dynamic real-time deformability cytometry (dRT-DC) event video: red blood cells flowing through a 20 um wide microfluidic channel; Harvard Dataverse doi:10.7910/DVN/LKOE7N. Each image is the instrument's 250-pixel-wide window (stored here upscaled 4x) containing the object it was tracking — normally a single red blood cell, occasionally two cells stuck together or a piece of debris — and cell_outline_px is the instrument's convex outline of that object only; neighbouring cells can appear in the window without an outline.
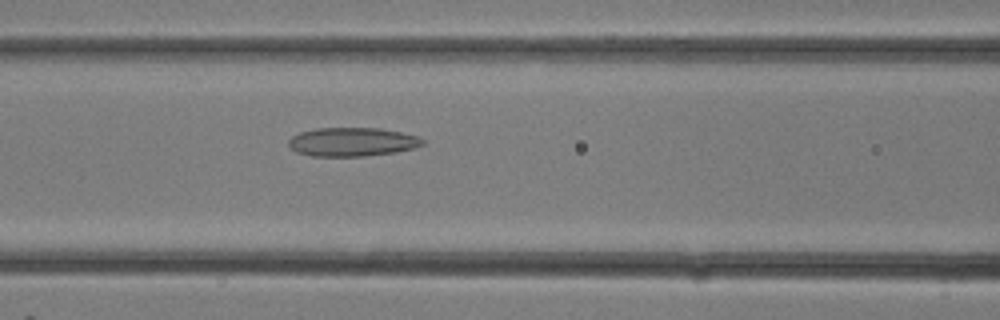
{"species": "common noctule bat (a hibernating species)", "species_latin": "Nyctalus noctula", "temperature_condition": "room temperature", "stored_images_in_passage": 12, "camera_frame_rate_fps": 3000, "um_per_image_px": 0.085, "animal": {"sex": "female"}, "frame": {"image": 1, "passage_image": 12, "time_ms": 3.667, "image_size_px": [1000, 320], "cell_outline_px": [[424, 144], [412, 148], [396, 152], [364, 156], [312, 156], [296, 152], [288, 144], [288, 140], [292, 136], [300, 132], [316, 128], [380, 128], [400, 132], [416, 136], [424, 140]], "centroid_in_image_um": [29.91, 12.06], "position_along_channel_um": 136.7, "area_um2": 22.37}}